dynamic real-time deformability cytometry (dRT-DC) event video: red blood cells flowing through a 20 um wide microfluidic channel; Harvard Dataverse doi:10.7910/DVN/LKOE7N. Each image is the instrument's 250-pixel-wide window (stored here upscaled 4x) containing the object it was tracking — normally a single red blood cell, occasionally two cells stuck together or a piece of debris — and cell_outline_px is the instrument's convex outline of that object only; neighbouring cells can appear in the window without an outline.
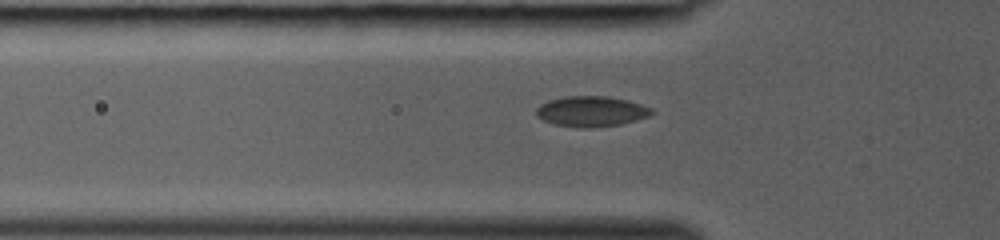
{"species": "common noctule bat (a hibernating species)", "species_latin": "Nyctalus noctula", "temperature_condition": "room temperature", "stored_images_in_passage": 26, "segment_of_instrument_passage": [1, 2], "camera_frame_rate_fps": 3000, "um_per_image_px": 0.085, "animal": {"sex": "female", "body_mass_g": 19.0, "forearm_length_mm": 53.3}, "frame": {"image": 1, "passage_image": 2, "time_ms": 0.333, "image_size_px": [1000, 240], "cell_outline_px": [[656, 112], [648, 116], [636, 120], [620, 124], [592, 128], [576, 128], [556, 124], [544, 120], [536, 116], [536, 108], [540, 104], [548, 100], [564, 96], [608, 96], [628, 100], [652, 108]], "centroid_in_image_um": [50.26, 9.46], "position_along_channel_um": 75.5, "area_um2": 20.63}}
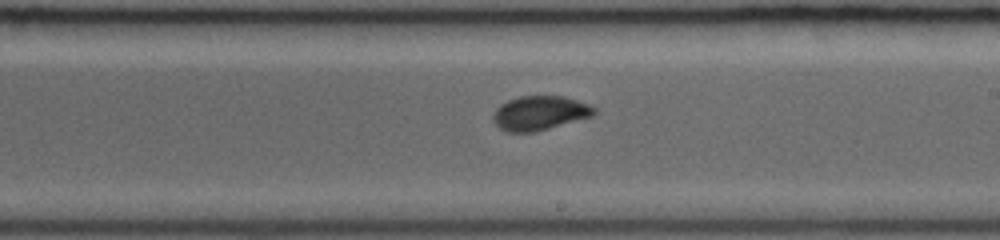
{"frame": {"image": 2, "passage_image": 12, "time_ms": 3.667, "image_size_px": [1000, 240], "cell_outline_px": [[596, 112], [592, 116], [536, 132], [508, 132], [500, 128], [492, 120], [492, 116], [496, 108], [500, 104], [508, 100], [520, 96], [564, 96], [588, 104], [596, 108]], "centroid_in_image_um": [45.86, 9.61], "position_along_channel_um": 243.1, "area_um2": 20.17}}
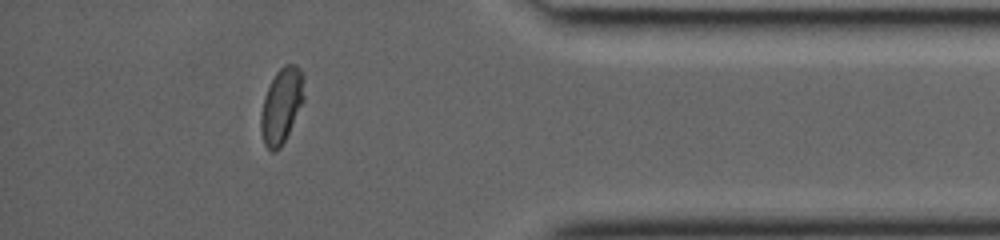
{"frame": {"image": 3, "passage_image": 23, "time_ms": 7.333, "image_size_px": [1000, 240], "cell_outline_px": [[304, 100], [280, 148], [272, 152], [264, 144], [260, 128], [260, 116], [264, 96], [276, 72], [284, 64], [296, 64], [304, 72]], "centroid_in_image_um": [23.93, 8.93], "position_along_channel_um": 411.3, "area_um2": 18.9}}